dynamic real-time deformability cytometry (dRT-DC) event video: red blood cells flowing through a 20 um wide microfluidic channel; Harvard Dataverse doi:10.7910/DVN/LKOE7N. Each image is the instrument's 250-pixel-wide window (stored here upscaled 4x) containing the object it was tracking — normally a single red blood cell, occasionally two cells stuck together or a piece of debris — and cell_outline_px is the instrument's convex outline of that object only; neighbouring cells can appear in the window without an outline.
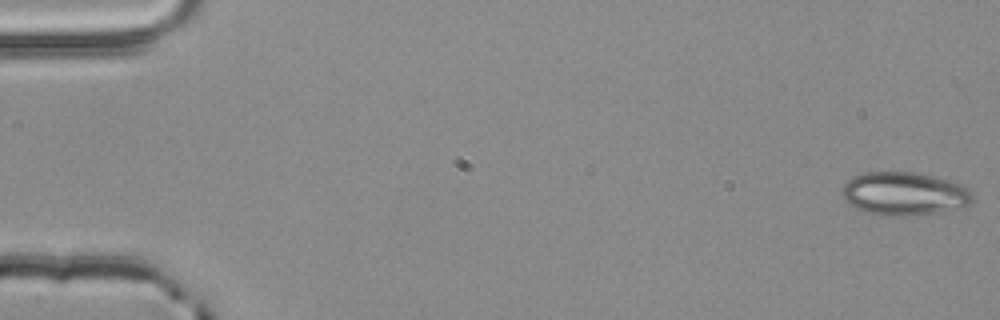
{"species": "common noctule bat (a hibernating species)", "species_latin": "Nyctalus noctula", "temperature_condition": "room temperature", "stored_images_in_passage": 48, "camera_frame_rate_fps": 3000, "um_per_image_px": 0.085, "animal": {"sex": "male", "body_mass_g": 20.4}, "frame": {"image": 1, "passage_image": 1, "time_ms": 0.0, "image_size_px": [1000, 320], "cell_outline_px": [[972, 200], [968, 204], [936, 212], [916, 216], [884, 216], [868, 212], [856, 208], [848, 204], [840, 196], [840, 192], [844, 184], [852, 176], [864, 172], [912, 172], [932, 176], [960, 184], [968, 188], [972, 192]], "centroid_in_image_um": [76.77, 16.46], "position_along_channel_um": 8.2, "area_um2": 32.83}}
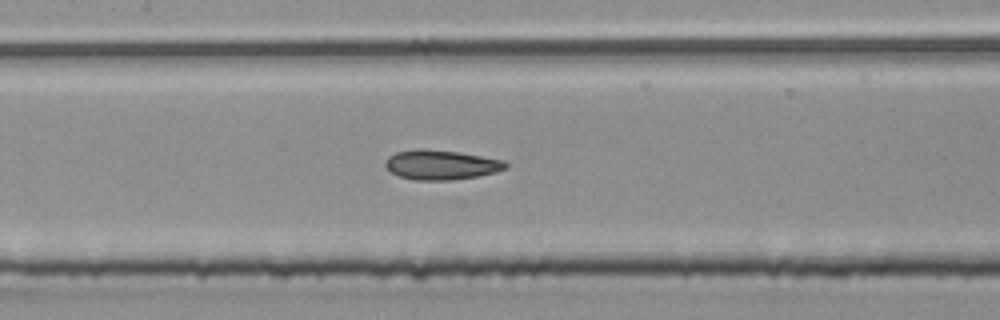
{"frame": {"image": 2, "passage_image": 26, "time_ms": 8.333, "image_size_px": [1000, 320], "cell_outline_px": [[508, 168], [496, 172], [476, 176], [452, 180], [416, 180], [400, 176], [392, 172], [384, 164], [388, 156], [396, 152], [420, 148], [424, 148], [460, 152], [504, 160], [508, 164]], "centroid_in_image_um": [37.52, 14.0], "position_along_channel_um": 169.9, "area_um2": 20.81}}
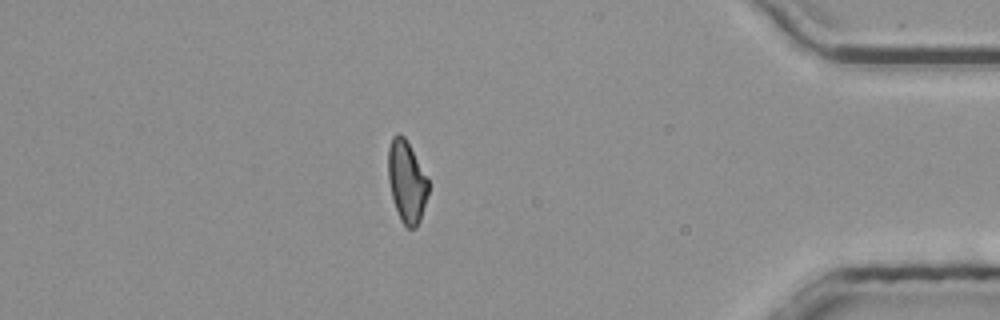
{"frame": {"image": 3, "passage_image": 47, "time_ms": 15.333, "image_size_px": [1000, 320], "cell_outline_px": [[428, 192], [420, 220], [416, 228], [408, 228], [400, 220], [392, 196], [388, 180], [388, 148], [392, 136], [396, 132], [400, 132], [404, 136], [428, 176]], "centroid_in_image_um": [34.56, 15.39], "position_along_channel_um": 400.6, "area_um2": 19.25}, "authors_computed_cell_mechanics": {"area_um2": 21.1548, "velocity_mm_per_s": 3.877, "shape_relaxation_time_tau1_ms": null, "shape_relaxation_time_tau2_ms": 4.161, "deformation_change_tau1": null, "deformation_change_tau2": 0.116}}